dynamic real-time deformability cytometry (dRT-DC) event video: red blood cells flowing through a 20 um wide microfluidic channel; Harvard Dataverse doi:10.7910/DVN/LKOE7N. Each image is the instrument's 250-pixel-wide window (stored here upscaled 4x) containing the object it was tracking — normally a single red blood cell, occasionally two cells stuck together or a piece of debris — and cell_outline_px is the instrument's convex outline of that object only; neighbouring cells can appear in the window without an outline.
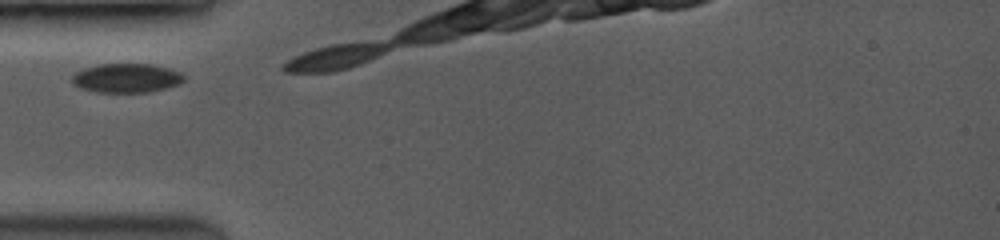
{"species": "common noctule bat (a hibernating species)", "species_latin": "Nyctalus noctula", "temperature_condition": "room temperature", "stored_images_in_passage": 5, "camera_frame_rate_fps": 3500, "um_per_image_px": 0.085, "animal": {"sex": "female", "body_mass_g": 19.0, "forearm_length_mm": 53.3}, "frame": {"image": 1, "passage_image": 1, "time_ms": 0.0, "image_size_px": [1000, 240], "cell_outline_px": [[184, 80], [180, 84], [148, 92], [100, 92], [84, 88], [72, 84], [72, 76], [76, 72], [84, 68], [96, 64], [152, 64], [168, 68], [180, 72], [184, 76]], "centroid_in_image_um": [10.76, 6.62], "position_along_channel_um": 74.2, "area_um2": 18.84}}